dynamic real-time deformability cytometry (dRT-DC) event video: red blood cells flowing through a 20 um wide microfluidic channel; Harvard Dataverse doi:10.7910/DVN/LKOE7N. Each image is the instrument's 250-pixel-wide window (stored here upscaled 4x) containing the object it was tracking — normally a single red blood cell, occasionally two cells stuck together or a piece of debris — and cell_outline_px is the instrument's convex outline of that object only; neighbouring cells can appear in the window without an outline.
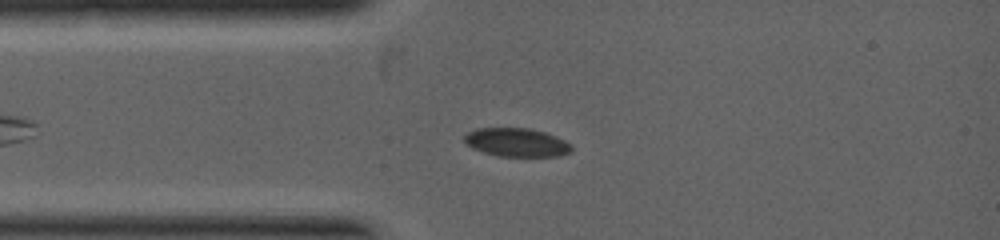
{"species": "common noctule bat (a hibernating species)", "species_latin": "Nyctalus noctula", "temperature_condition": "warm", "stored_images_in_passage": 10, "camera_frame_rate_fps": 5000, "um_per_image_px": 0.085, "animal": {"sex": "female", "body_mass_g": 19.0, "forearm_length_mm": 53.3}, "frame": {"image": 1, "passage_image": 7, "time_ms": 1.2, "image_size_px": [1000, 240], "cell_outline_px": [[572, 152], [556, 156], [500, 156], [484, 152], [472, 148], [464, 144], [464, 136], [468, 132], [476, 128], [532, 128], [556, 136], [572, 144]], "centroid_in_image_um": [43.91, 12.1], "position_along_channel_um": 41.1, "area_um2": 17.92}}
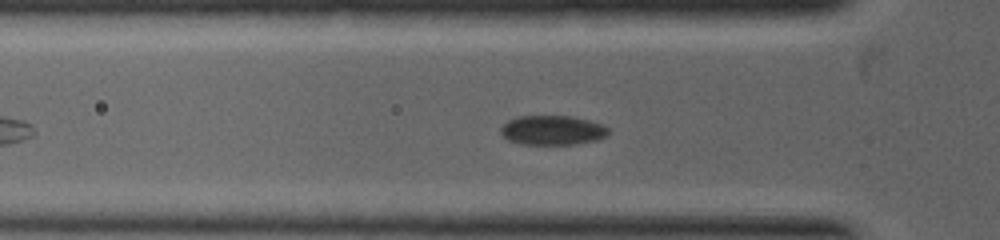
{"frame": {"image": 2, "passage_image": 10, "time_ms": 1.8, "image_size_px": [1000, 240], "cell_outline_px": [[608, 132], [604, 136], [596, 140], [576, 144], [520, 144], [508, 140], [500, 132], [500, 128], [508, 120], [516, 116], [568, 116], [588, 120], [600, 124], [608, 128]], "centroid_in_image_um": [46.9, 11.07], "position_along_channel_um": 78.9, "area_um2": 18.32}}